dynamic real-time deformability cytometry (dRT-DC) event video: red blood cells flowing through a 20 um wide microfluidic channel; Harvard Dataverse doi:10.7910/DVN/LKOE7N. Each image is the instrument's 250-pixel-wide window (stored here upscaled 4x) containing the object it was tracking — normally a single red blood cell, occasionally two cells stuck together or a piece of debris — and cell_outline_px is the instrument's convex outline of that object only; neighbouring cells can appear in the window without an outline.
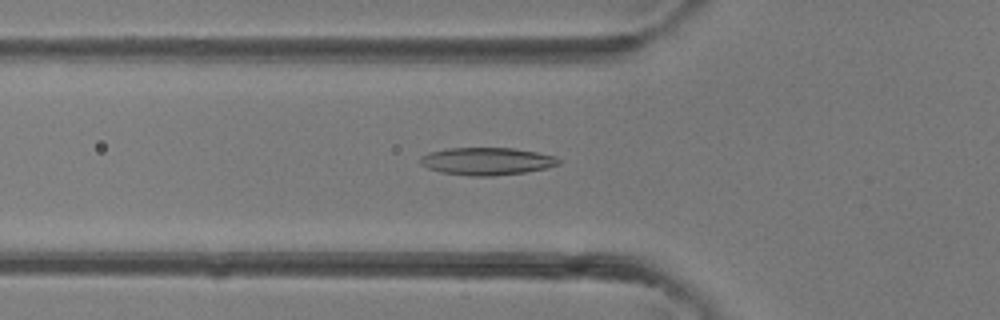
{"species": "common noctule bat (a hibernating species)", "species_latin": "Nyctalus noctula", "temperature_condition": "room temperature", "stored_images_in_passage": 40, "camera_frame_rate_fps": 3000, "um_per_image_px": 0.085, "animal": {"sex": "female"}, "frame": {"image": 1, "passage_image": 13, "time_ms": 4.0, "image_size_px": [1000, 320], "cell_outline_px": [[560, 164], [544, 168], [524, 172], [492, 176], [468, 176], [440, 172], [428, 168], [420, 164], [420, 156], [428, 152], [448, 148], [512, 148], [536, 152], [556, 156], [560, 160]], "centroid_in_image_um": [41.34, 13.7], "position_along_channel_um": 84.5, "area_um2": 22.2}}
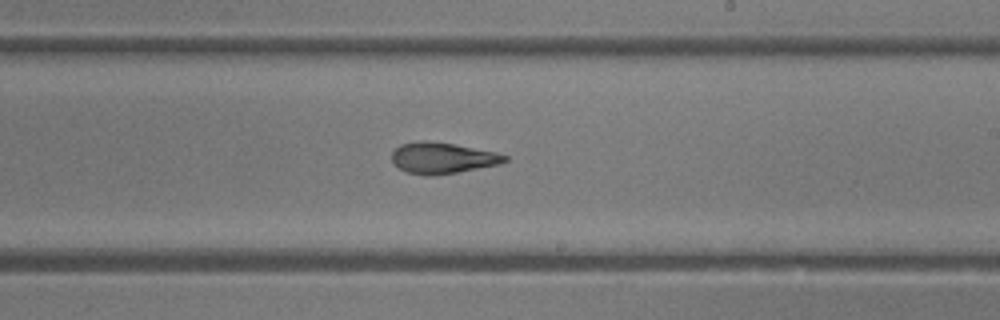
{"frame": {"image": 2, "passage_image": 23, "time_ms": 7.333, "image_size_px": [1000, 320], "cell_outline_px": [[508, 160], [500, 164], [456, 172], [432, 176], [424, 176], [404, 172], [392, 160], [392, 152], [400, 144], [420, 140], [428, 140], [452, 144], [496, 152], [508, 156]], "centroid_in_image_um": [37.58, 13.43], "position_along_channel_um": 251.4, "area_um2": 20.46}}
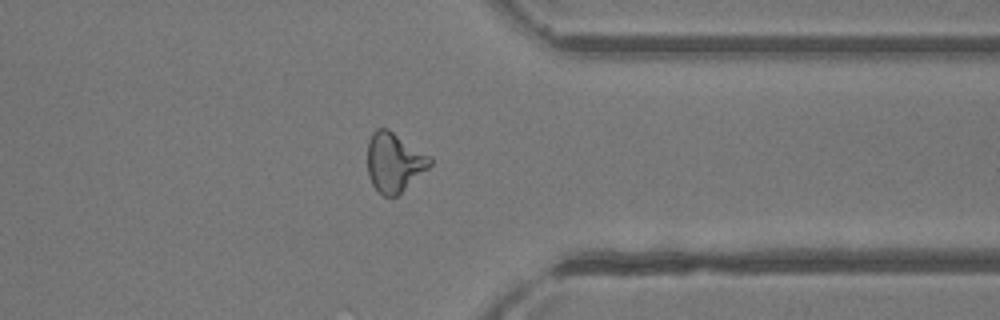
{"frame": {"image": 3, "passage_image": 31, "time_ms": 10.0, "image_size_px": [1000, 320], "cell_outline_px": [[432, 164], [428, 168], [396, 196], [384, 196], [372, 184], [368, 176], [368, 140], [372, 132], [376, 128], [388, 128], [432, 156]], "centroid_in_image_um": [33.51, 13.75], "position_along_channel_um": 377.9, "area_um2": 21.62}}